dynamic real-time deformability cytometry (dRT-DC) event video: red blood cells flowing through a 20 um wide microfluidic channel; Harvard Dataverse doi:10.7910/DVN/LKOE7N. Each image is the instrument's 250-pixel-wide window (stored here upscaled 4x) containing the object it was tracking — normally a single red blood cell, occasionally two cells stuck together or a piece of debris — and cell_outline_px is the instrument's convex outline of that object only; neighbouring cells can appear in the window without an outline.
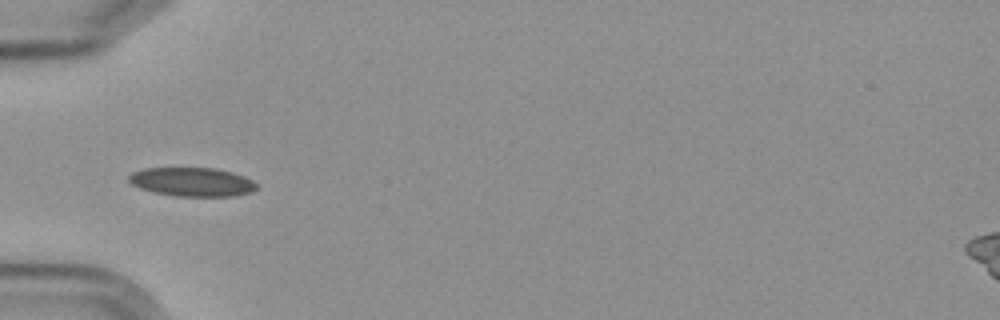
{"species": "Egyptian fruit bat (a non-hibernating species)", "species_latin": "Rousettus aegyptiacus", "temperature_condition": "cold", "stored_images_in_passage": 9, "camera_frame_rate_fps": 3000, "um_per_image_px": 0.085, "frame": {"image": 1, "passage_image": 4, "time_ms": 3.333, "image_size_px": [1000, 320], "cell_outline_px": [[256, 188], [252, 192], [232, 196], [176, 196], [152, 192], [140, 188], [132, 184], [128, 180], [128, 176], [132, 172], [144, 168], [216, 168], [232, 172], [244, 176], [252, 180], [256, 184]], "centroid_in_image_um": [16.31, 15.46], "position_along_channel_um": 68.7, "area_um2": 21.5}}
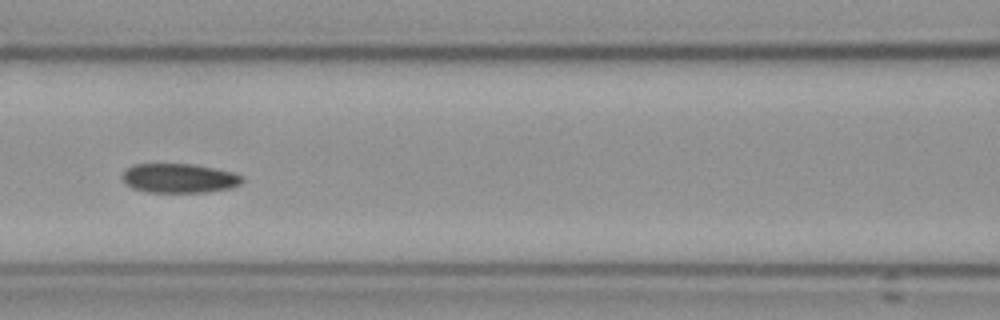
{"frame": {"image": 2, "passage_image": 6, "time_ms": 5.667, "image_size_px": [1000, 320], "cell_outline_px": [[244, 180], [240, 184], [228, 188], [204, 192], [144, 192], [132, 188], [120, 176], [124, 168], [132, 164], [192, 164], [216, 168], [232, 172], [244, 176]], "centroid_in_image_um": [15.19, 15.14], "position_along_channel_um": 151.4, "area_um2": 20.63}}